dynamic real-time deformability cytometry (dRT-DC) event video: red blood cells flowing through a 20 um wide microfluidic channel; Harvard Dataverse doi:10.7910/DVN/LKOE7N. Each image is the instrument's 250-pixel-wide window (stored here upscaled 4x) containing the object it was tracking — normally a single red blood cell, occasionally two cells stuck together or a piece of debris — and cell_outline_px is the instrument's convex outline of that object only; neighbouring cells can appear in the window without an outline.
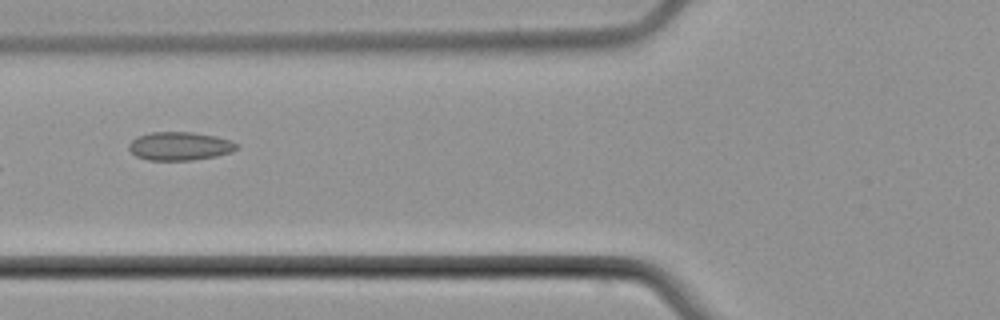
{"species": "common noctule bat (a hibernating species)", "species_latin": "Nyctalus noctula", "temperature_condition": "cold", "stored_images_in_passage": 8, "camera_frame_rate_fps": 3000, "um_per_image_px": 0.085, "animal": {"sex": "male", "body_mass_g": 21.5, "forearm_length_mm": 52.0}, "frame": {"image": 1, "passage_image": 7, "time_ms": 7.333, "image_size_px": [1000, 320], "cell_outline_px": [[240, 148], [232, 152], [216, 156], [192, 160], [148, 160], [136, 156], [128, 148], [128, 144], [136, 136], [152, 132], [192, 132], [216, 136], [232, 140], [240, 144]], "centroid_in_image_um": [15.32, 12.41], "position_along_channel_um": 110.5, "area_um2": 18.09}}
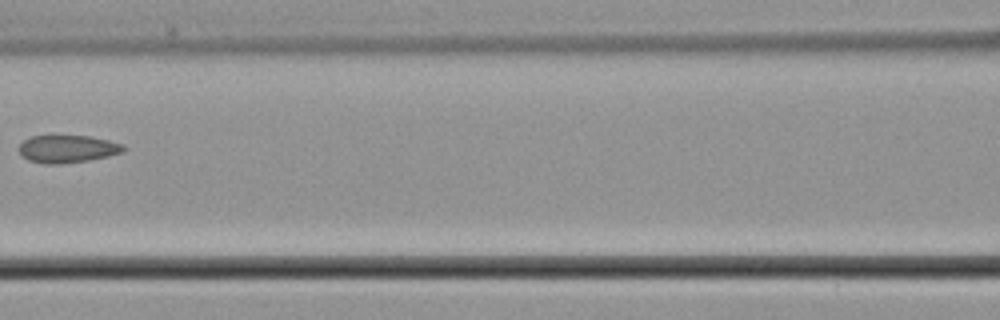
{"frame": {"image": 2, "passage_image": 8, "time_ms": 8.667, "image_size_px": [1000, 320], "cell_outline_px": [[128, 148], [124, 152], [108, 156], [88, 160], [60, 164], [44, 164], [28, 160], [20, 156], [16, 148], [24, 140], [32, 136], [88, 136], [108, 140], [124, 144]], "centroid_in_image_um": [5.72, 12.66], "position_along_channel_um": 160.9, "area_um2": 17.05}}